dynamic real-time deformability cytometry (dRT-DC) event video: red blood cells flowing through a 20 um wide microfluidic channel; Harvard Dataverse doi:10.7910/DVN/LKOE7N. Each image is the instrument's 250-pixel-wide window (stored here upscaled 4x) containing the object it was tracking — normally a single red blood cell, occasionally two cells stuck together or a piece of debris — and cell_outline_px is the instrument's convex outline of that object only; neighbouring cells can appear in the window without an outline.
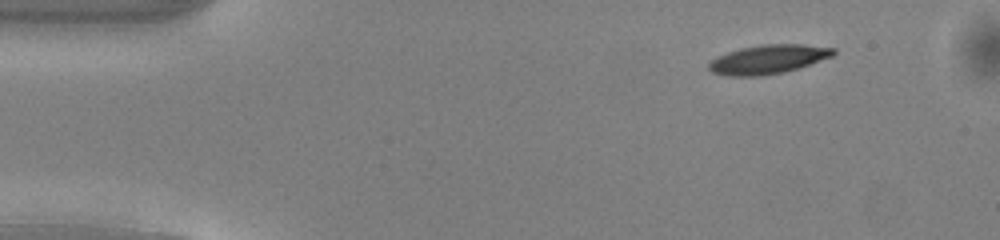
{"species": "common noctule bat (a hibernating species)", "species_latin": "Nyctalus noctula", "temperature_condition": "warm", "stored_images_in_passage": 45, "camera_frame_rate_fps": 3000, "um_per_image_px": 0.085, "animal": {"sex": "male", "body_mass_g": 13.0, "forearm_length_mm": 53.1}, "frame": {"image": 1, "passage_image": 1, "time_ms": 0.0, "image_size_px": [1000, 240], "cell_outline_px": [[836, 52], [832, 56], [784, 72], [760, 76], [728, 76], [712, 72], [708, 68], [708, 64], [712, 60], [728, 52], [740, 48], [760, 44], [800, 44], [836, 48]], "centroid_in_image_um": [65.28, 5.03], "position_along_channel_um": 19.7, "area_um2": 20.81}}
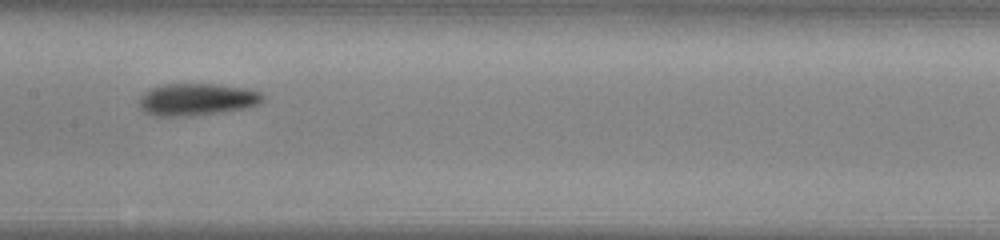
{"frame": {"image": 2, "passage_image": 20, "time_ms": 6.333, "image_size_px": [1000, 240], "cell_outline_px": [[264, 100], [260, 104], [244, 108], [220, 112], [188, 116], [156, 116], [144, 112], [140, 108], [140, 96], [148, 88], [164, 84], [212, 84], [248, 88], [264, 92]], "centroid_in_image_um": [16.75, 8.44], "position_along_channel_um": 190.7, "area_um2": 23.35}}
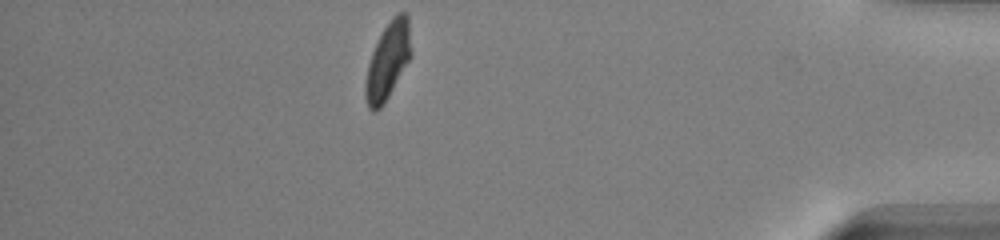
{"frame": {"image": 3, "passage_image": 39, "time_ms": 12.667, "image_size_px": [1000, 240], "cell_outline_px": [[412, 56], [384, 104], [376, 112], [372, 112], [368, 108], [364, 96], [364, 88], [368, 64], [372, 52], [384, 28], [392, 16], [396, 12], [408, 12], [412, 52]], "centroid_in_image_um": [32.98, 5.17], "position_along_channel_um": 402.2, "area_um2": 20.81}, "authors_computed_cell_mechanics": {"area_um2": 21.386, "velocity_mm_per_s": 4.0839, "shape_relaxation_time_tau1_ms": 2.5285, "shape_relaxation_time_tau2_ms": 10.3839, "deformation_change_tau1": 0.1363, "deformation_change_tau2": 0.2004}}